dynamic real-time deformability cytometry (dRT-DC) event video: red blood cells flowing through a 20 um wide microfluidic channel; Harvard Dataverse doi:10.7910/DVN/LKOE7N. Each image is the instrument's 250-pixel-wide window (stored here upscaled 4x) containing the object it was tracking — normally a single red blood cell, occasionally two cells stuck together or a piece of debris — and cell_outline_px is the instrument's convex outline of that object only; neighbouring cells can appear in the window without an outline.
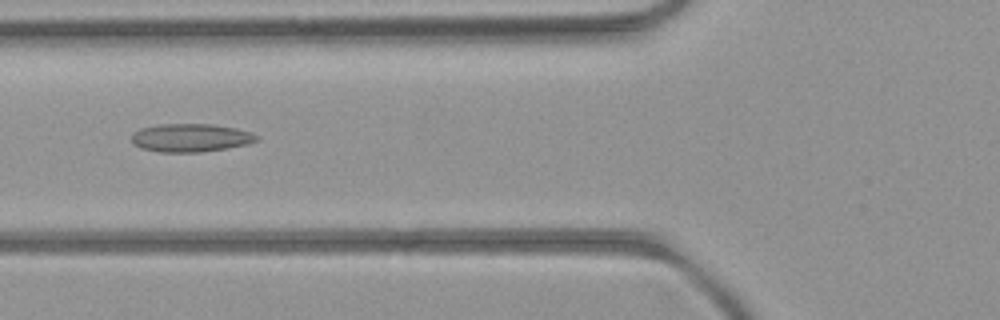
{"species": "common noctule bat (a hibernating species)", "species_latin": "Nyctalus noctula", "temperature_condition": "room temperature", "stored_images_in_passage": 52, "camera_frame_rate_fps": 3000, "um_per_image_px": 0.085, "animal": {"sex": "female", "body_mass_g": 21.9}, "frame": {"image": 1, "passage_image": 20, "time_ms": 6.333, "image_size_px": [1000, 320], "cell_outline_px": [[260, 140], [248, 144], [200, 152], [160, 152], [140, 148], [132, 144], [132, 132], [140, 128], [160, 124], [212, 124], [236, 128], [252, 132]], "centroid_in_image_um": [16.18, 11.7], "position_along_channel_um": 109.6, "area_um2": 20.63}}
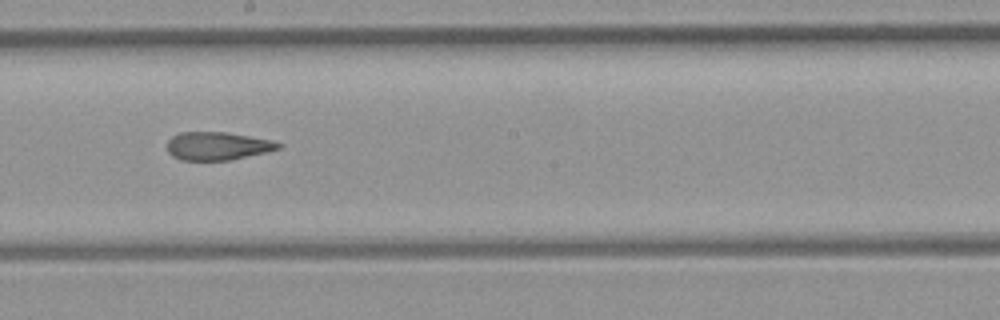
{"frame": {"image": 2, "passage_image": 29, "time_ms": 9.333, "image_size_px": [1000, 320], "cell_outline_px": [[284, 144], [280, 148], [268, 152], [232, 160], [180, 160], [172, 156], [168, 152], [168, 140], [172, 136], [180, 132], [228, 132], [272, 140]], "centroid_in_image_um": [18.52, 12.41], "position_along_channel_um": 229.7, "area_um2": 18.44}}
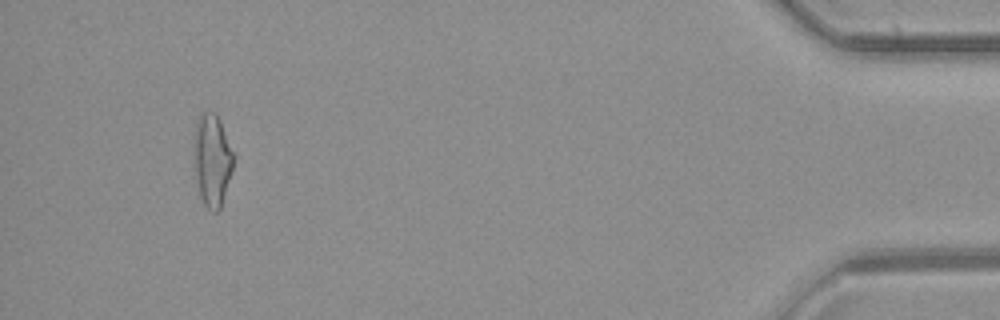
{"frame": {"image": 3, "passage_image": 49, "time_ms": 16.0, "image_size_px": [1000, 320], "cell_outline_px": [[232, 172], [220, 208], [216, 212], [212, 212], [204, 204], [200, 196], [196, 180], [196, 124], [200, 112], [216, 112], [220, 120], [232, 152]], "centroid_in_image_um": [18.05, 13.62], "position_along_channel_um": 417.2, "area_um2": 20.4}, "authors_computed_cell_mechanics": {"area_um2": 19.8832, "velocity_mm_per_s": 3.9929, "shape_relaxation_time_tau1_ms": null, "shape_relaxation_time_tau2_ms": 2.9459, "deformation_change_tau1": null, "deformation_change_tau2": 0.1268}}